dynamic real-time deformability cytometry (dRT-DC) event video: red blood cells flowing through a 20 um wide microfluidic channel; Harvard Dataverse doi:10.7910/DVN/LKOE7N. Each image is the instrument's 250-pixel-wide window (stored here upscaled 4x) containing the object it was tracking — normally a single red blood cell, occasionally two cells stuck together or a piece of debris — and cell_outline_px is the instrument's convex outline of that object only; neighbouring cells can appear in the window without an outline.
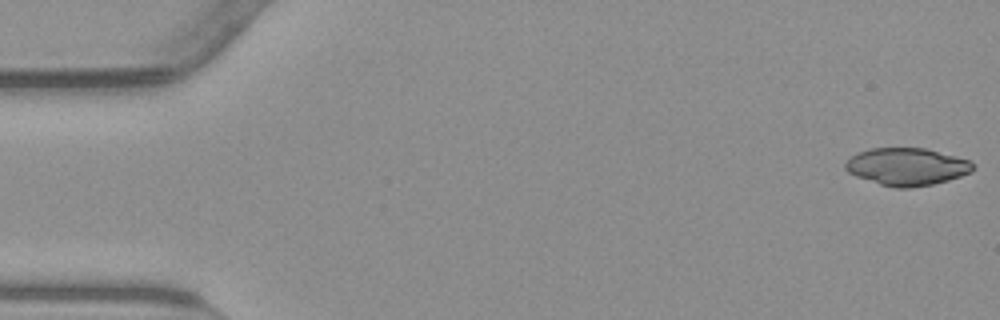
{"species": "common noctule bat (a hibernating species)", "species_latin": "Nyctalus noctula", "temperature_condition": "warm", "stored_images_in_passage": 39, "camera_frame_rate_fps": 3000, "um_per_image_px": 0.085, "animal": {"sex": "male", "body_mass_g": 23.1, "forearm_length_mm": 52.7}, "frame": {"image": 1, "passage_image": 1, "time_ms": 0.0, "image_size_px": [1000, 320], "cell_outline_px": [[976, 168], [972, 172], [948, 180], [932, 184], [912, 188], [896, 188], [880, 184], [856, 176], [848, 172], [844, 168], [844, 164], [852, 156], [868, 148], [924, 148], [968, 160]], "centroid_in_image_um": [77.07, 14.17], "position_along_channel_um": 7.9, "area_um2": 27.63}}